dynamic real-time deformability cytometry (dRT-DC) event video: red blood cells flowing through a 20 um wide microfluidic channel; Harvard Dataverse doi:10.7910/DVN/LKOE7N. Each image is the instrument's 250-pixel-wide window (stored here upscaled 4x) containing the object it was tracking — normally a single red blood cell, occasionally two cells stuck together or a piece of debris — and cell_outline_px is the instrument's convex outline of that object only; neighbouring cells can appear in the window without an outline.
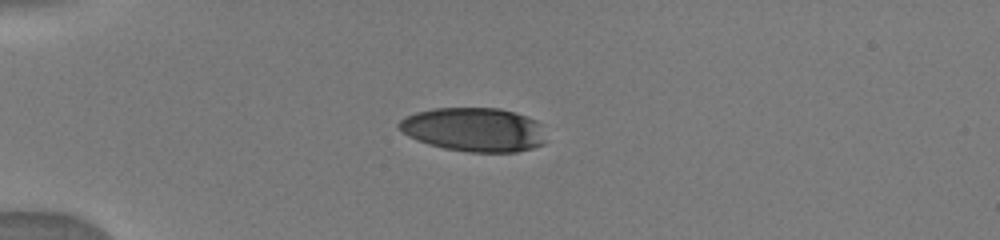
{"species": "human", "species_latin": "Homo sapiens", "temperature_condition": "warm", "stored_images_in_passage": 4, "camera_frame_rate_fps": 3000, "um_per_image_px": 0.085, "donor": {"sex": "male"}, "frame": {"image": 1, "passage_image": 1, "time_ms": 0.0, "image_size_px": [1000, 240], "cell_outline_px": [[544, 144], [532, 148], [516, 152], [468, 152], [444, 148], [428, 144], [408, 136], [396, 124], [404, 116], [416, 112], [436, 108], [500, 108], [516, 112], [536, 120], [540, 124], [544, 140]], "centroid_in_image_um": [40.28, 11.01], "position_along_channel_um": 44.7, "area_um2": 37.63}}
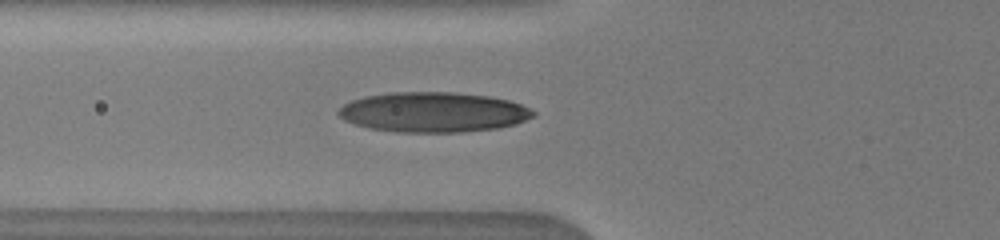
{"frame": {"image": 2, "passage_image": 4, "time_ms": 2.0, "image_size_px": [1000, 240], "cell_outline_px": [[536, 116], [516, 124], [496, 128], [464, 132], [396, 132], [368, 128], [344, 120], [336, 112], [344, 104], [352, 100], [364, 96], [392, 92], [456, 92], [488, 96], [508, 100], [520, 104], [536, 112]], "centroid_in_image_um": [36.83, 9.53], "position_along_channel_um": 89.0, "area_um2": 45.55}}